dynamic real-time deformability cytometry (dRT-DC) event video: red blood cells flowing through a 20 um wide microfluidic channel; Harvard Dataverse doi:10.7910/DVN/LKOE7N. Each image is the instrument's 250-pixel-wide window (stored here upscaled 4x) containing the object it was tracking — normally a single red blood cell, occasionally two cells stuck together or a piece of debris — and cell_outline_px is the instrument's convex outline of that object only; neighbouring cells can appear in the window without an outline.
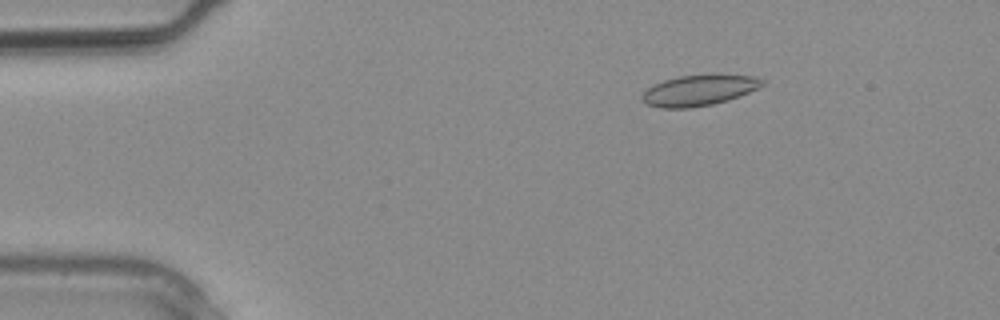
{"species": "common noctule bat (a hibernating species)", "species_latin": "Nyctalus noctula", "temperature_condition": "warm", "stored_images_in_passage": 2, "camera_frame_rate_fps": 3000, "um_per_image_px": 0.085, "animal": {"sex": "male", "body_mass_g": 20.4}, "frame": {"image": 1, "passage_image": 1, "time_ms": 0.0, "image_size_px": [1000, 320], "cell_outline_px": [[764, 84], [740, 96], [728, 100], [712, 104], [688, 108], [660, 108], [648, 104], [640, 96], [648, 88], [664, 80], [680, 76], [716, 72], [756, 76], [764, 80]], "centroid_in_image_um": [59.47, 7.63], "position_along_channel_um": 25.5, "area_um2": 21.91}}
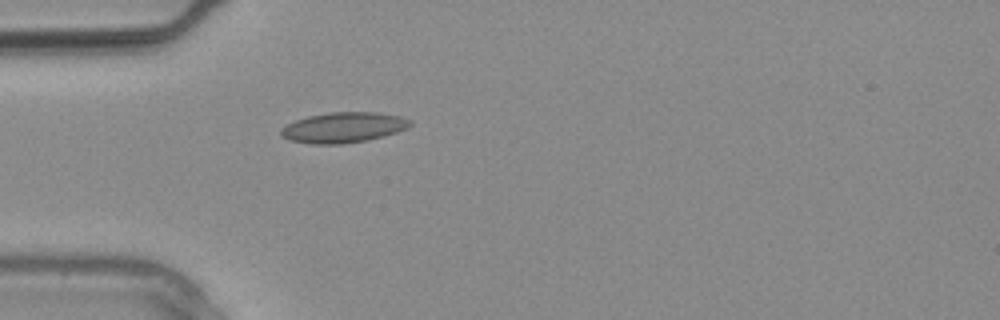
{"frame": {"image": 2, "passage_image": 2, "time_ms": 0.333, "image_size_px": [1000, 320], "cell_outline_px": [[412, 124], [408, 128], [384, 136], [368, 140], [340, 144], [312, 144], [288, 140], [280, 136], [280, 128], [296, 120], [308, 116], [332, 112], [376, 112], [400, 116], [412, 120]], "centroid_in_image_um": [29.19, 10.84], "position_along_channel_um": 55.8, "area_um2": 23.0}}